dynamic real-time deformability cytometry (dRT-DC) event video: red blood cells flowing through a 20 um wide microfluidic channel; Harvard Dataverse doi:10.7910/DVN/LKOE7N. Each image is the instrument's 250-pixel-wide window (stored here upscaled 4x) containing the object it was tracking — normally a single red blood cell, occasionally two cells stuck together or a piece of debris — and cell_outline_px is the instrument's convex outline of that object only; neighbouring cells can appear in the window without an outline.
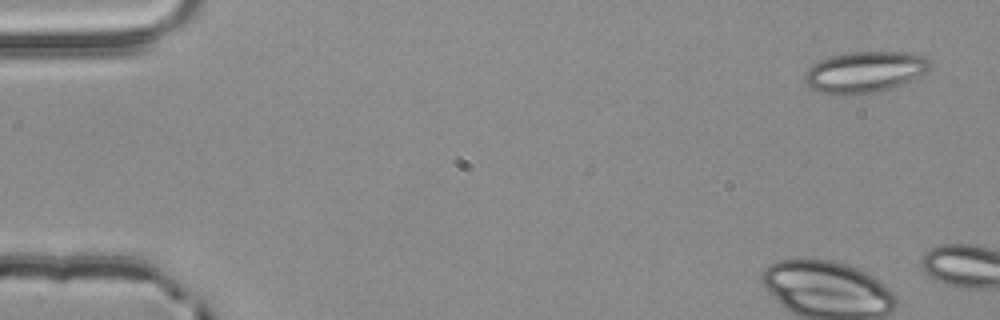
{"species": "common noctule bat (a hibernating species)", "species_latin": "Nyctalus noctula", "temperature_condition": "room temperature", "stored_images_in_passage": 6, "camera_frame_rate_fps": 3000, "um_per_image_px": 0.085, "animal": {"sex": "male", "body_mass_g": 20.4}, "frame": {"image": 1, "passage_image": 3, "time_ms": 0.667, "image_size_px": [1000, 320], "cell_outline_px": [[932, 64], [924, 72], [904, 84], [880, 92], [820, 92], [808, 88], [804, 84], [804, 72], [812, 64], [820, 60], [832, 56], [852, 52], [908, 52], [924, 56]], "centroid_in_image_um": [73.49, 6.09], "position_along_channel_um": 11.5, "area_um2": 29.54}}